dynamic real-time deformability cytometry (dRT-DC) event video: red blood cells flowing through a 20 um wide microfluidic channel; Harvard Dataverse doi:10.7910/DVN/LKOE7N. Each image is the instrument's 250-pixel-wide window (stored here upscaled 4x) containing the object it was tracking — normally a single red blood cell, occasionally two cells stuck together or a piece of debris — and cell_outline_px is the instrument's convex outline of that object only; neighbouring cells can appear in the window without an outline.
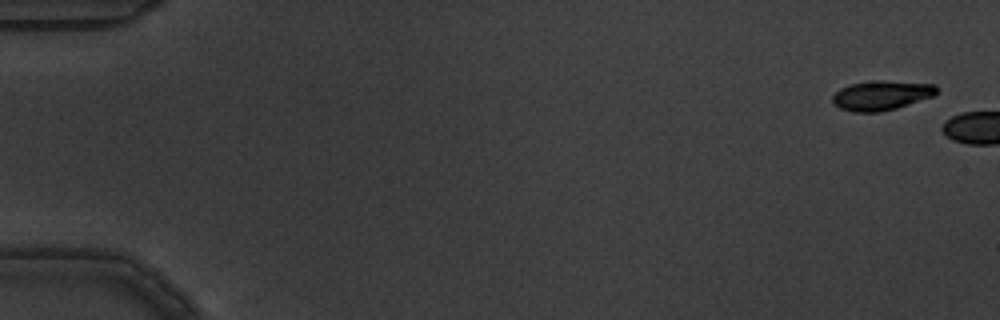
{"species": "common noctule bat (a hibernating species)", "species_latin": "Nyctalus noctula", "temperature_condition": "warm", "stored_images_in_passage": 2, "camera_frame_rate_fps": 3000, "um_per_image_px": 0.085, "animal": {"sex": "male", "body_mass_g": 19.5, "forearm_length_mm": 54.6}, "frame": {"image": 1, "passage_image": 1, "time_ms": 0.0, "image_size_px": [1000, 320], "cell_outline_px": [[936, 92], [932, 96], [896, 108], [880, 112], [856, 112], [840, 108], [832, 104], [832, 96], [840, 88], [852, 84], [880, 80], [936, 84]], "centroid_in_image_um": [74.88, 8.11], "position_along_channel_um": 10.1, "area_um2": 17.69}}